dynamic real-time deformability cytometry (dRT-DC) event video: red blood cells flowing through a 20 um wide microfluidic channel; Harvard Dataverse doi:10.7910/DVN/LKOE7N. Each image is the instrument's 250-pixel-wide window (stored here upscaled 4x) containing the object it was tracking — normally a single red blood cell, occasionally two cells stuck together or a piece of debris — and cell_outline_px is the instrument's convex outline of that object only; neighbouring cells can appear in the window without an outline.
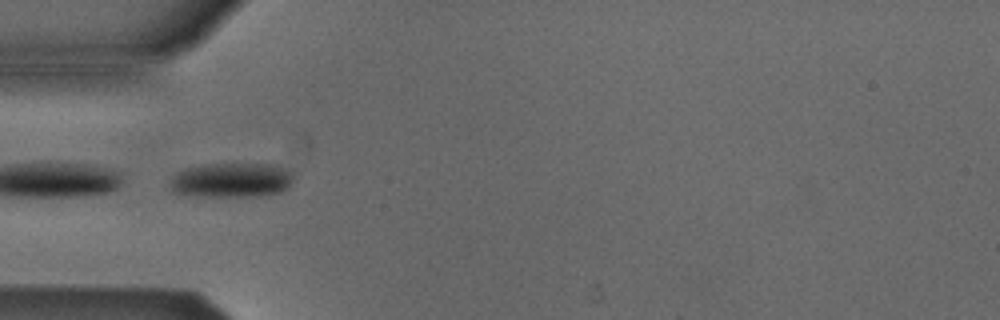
{"species": "Egyptian fruit bat (a non-hibernating species)", "species_latin": "Rousettus aegyptiacus", "temperature_condition": "cold", "stored_images_in_passage": 37, "camera_frame_rate_fps": 3000, "um_per_image_px": 0.085, "animal": {"sex": "male"}, "frame": {"image": 1, "passage_image": 1, "time_ms": 0.0, "image_size_px": [1000, 320], "cell_outline_px": [[292, 180], [288, 188], [280, 192], [260, 196], [184, 196], [172, 192], [172, 176], [188, 168], [216, 164], [272, 164], [292, 172]], "centroid_in_image_um": [19.69, 15.33], "position_along_channel_um": 65.3, "area_um2": 24.68}}
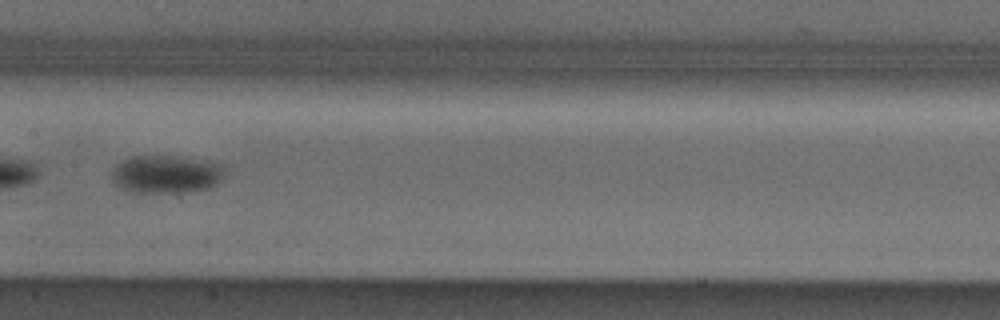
{"frame": {"image": 2, "passage_image": 11, "time_ms": 3.333, "image_size_px": [1000, 320], "cell_outline_px": [[224, 168], [220, 180], [216, 184], [208, 188], [172, 192], [132, 192], [120, 188], [112, 184], [112, 172], [116, 164], [132, 156], [172, 156], [208, 160], [224, 164]], "centroid_in_image_um": [14.09, 14.79], "position_along_channel_um": 193.3, "area_um2": 24.91}}
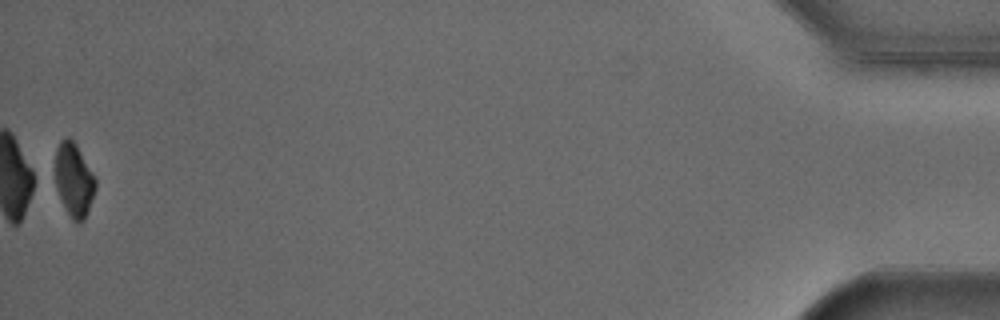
{"frame": {"image": 3, "passage_image": 37, "time_ms": 12.0, "image_size_px": [1000, 320], "cell_outline_px": [[96, 188], [84, 220], [80, 224], [72, 220], [64, 208], [48, 180], [56, 148], [60, 140], [64, 136], [68, 136], [76, 144], [92, 172], [96, 180]], "centroid_in_image_um": [6.14, 15.27], "position_along_channel_um": 429.1, "area_um2": 18.73}, "authors_computed_cell_mechanics": {"area_um2": 23.5246, "velocity_mm_per_s": 3.869, "shape_relaxation_time_tau1_ms": 1.7285, "shape_relaxation_time_tau2_ms": null, "deformation_change_tau1": 0.0695, "deformation_change_tau2": null}}